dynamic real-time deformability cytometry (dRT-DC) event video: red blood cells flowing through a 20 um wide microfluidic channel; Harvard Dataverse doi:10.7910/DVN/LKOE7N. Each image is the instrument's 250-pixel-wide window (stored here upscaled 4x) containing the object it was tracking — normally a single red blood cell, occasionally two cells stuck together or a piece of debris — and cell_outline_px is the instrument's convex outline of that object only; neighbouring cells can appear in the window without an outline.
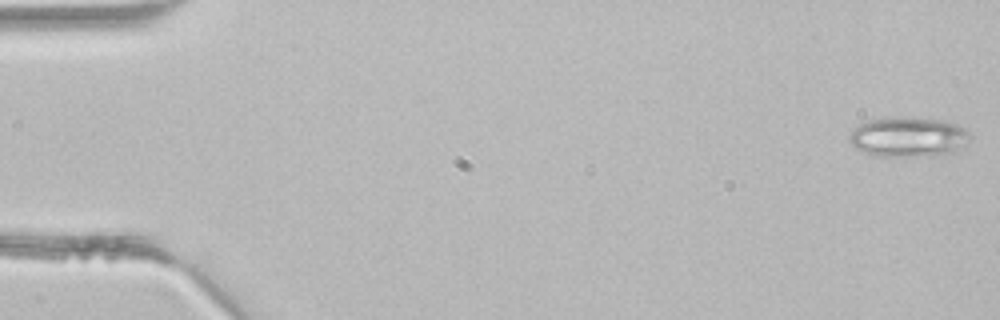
{"species": "common noctule bat (a hibernating species)", "species_latin": "Nyctalus noctula", "temperature_condition": "room temperature", "stored_images_in_passage": 4, "camera_frame_rate_fps": 3000, "um_per_image_px": 0.085, "animal": {"sex": "male", "body_mass_g": 21.5, "forearm_length_mm": 52.0}, "frame": {"image": 1, "passage_image": 1, "time_ms": 0.0, "image_size_px": [1000, 320], "cell_outline_px": [[972, 136], [964, 144], [952, 152], [904, 156], [876, 156], [856, 148], [848, 140], [848, 136], [860, 124], [868, 120], [896, 116], [912, 116], [944, 120], [956, 124], [964, 128]], "centroid_in_image_um": [77.18, 11.59], "position_along_channel_um": 7.8, "area_um2": 27.8}}